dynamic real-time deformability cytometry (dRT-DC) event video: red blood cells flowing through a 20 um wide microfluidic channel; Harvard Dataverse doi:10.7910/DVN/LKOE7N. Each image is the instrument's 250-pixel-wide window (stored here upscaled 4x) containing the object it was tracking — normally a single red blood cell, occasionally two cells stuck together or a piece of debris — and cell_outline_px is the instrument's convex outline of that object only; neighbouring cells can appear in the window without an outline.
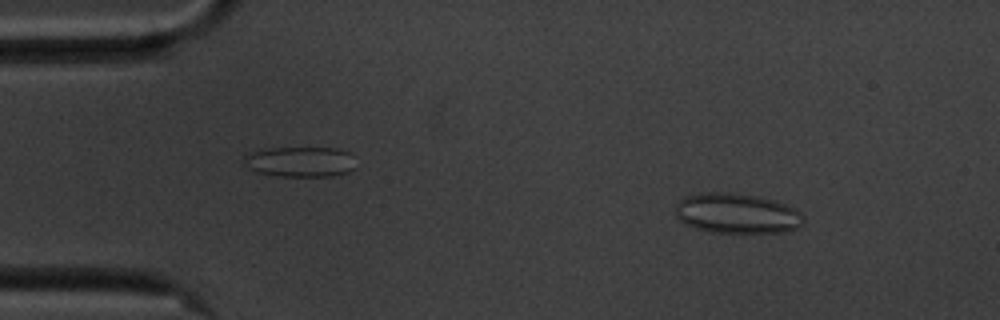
{"species": "common noctule bat (a hibernating species)", "species_latin": "Nyctalus noctula", "temperature_condition": "cold", "stored_images_in_passage": 51, "camera_frame_rate_fps": 3000, "um_per_image_px": 0.085, "animal": {"sex": "male", "body_mass_g": 20.1, "forearm_length_mm": 53.5}, "frame": {"image": 1, "passage_image": 2, "time_ms": 0.333, "image_size_px": [1000, 320], "cell_outline_px": [[804, 220], [796, 228], [784, 232], [712, 232], [696, 228], [680, 220], [676, 216], [676, 204], [684, 196], [704, 192], [732, 192], [772, 200], [784, 204], [800, 212], [804, 216]], "centroid_in_image_um": [62.6, 18.13], "position_along_channel_um": 22.4, "area_um2": 29.54}}
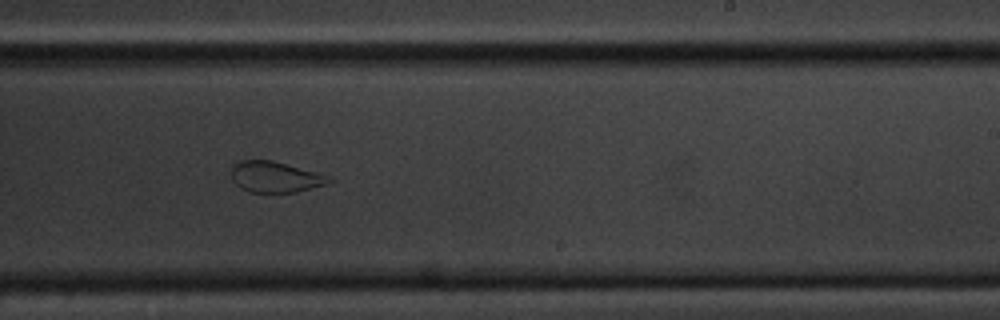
{"frame": {"image": 2, "passage_image": 29, "time_ms": 9.333, "image_size_px": [1000, 320], "cell_outline_px": [[336, 180], [328, 184], [296, 192], [252, 192], [240, 188], [232, 180], [232, 164], [236, 160], [272, 160], [316, 172]], "centroid_in_image_um": [23.38, 15.03], "position_along_channel_um": 265.6, "area_um2": 17.63}}
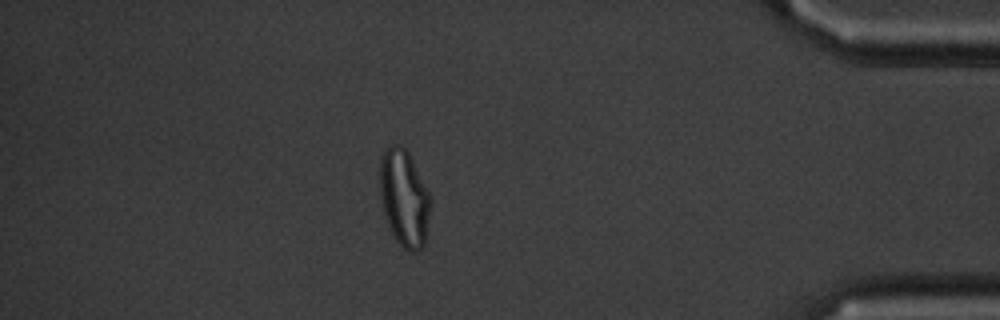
{"frame": {"image": 3, "passage_image": 44, "time_ms": 14.333, "image_size_px": [1000, 320], "cell_outline_px": [[428, 212], [424, 244], [416, 252], [412, 252], [404, 248], [396, 240], [388, 224], [384, 212], [380, 196], [380, 156], [392, 144], [400, 144], [408, 152], [428, 192]], "centroid_in_image_um": [34.31, 16.81], "position_along_channel_um": 400.9, "area_um2": 27.63}}